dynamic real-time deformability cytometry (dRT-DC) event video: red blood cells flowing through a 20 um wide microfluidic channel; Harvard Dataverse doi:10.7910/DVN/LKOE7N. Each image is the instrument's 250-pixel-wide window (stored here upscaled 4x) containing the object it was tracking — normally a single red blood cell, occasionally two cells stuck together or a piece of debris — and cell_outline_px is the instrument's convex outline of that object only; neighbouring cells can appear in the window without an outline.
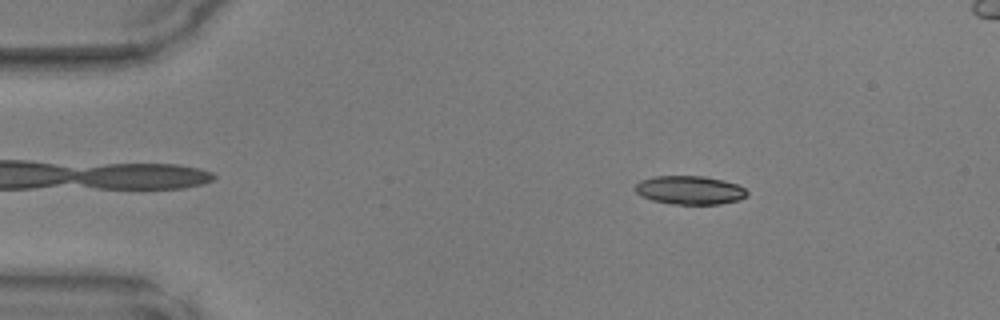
{"species": "common noctule bat (a hibernating species)", "species_latin": "Nyctalus noctula", "temperature_condition": "warm", "stored_images_in_passage": 43, "segment_of_instrument_passage": [1, 2], "camera_frame_rate_fps": 3000, "um_per_image_px": 0.085, "animal": {"sex": "male", "body_mass_g": 17.9, "forearm_length_mm": 54.2}, "frame": {"image": 1, "passage_image": 2, "time_ms": 0.333, "image_size_px": [1000, 320], "cell_outline_px": [[748, 192], [740, 200], [720, 204], [672, 204], [652, 200], [640, 196], [636, 192], [636, 184], [640, 180], [652, 176], [708, 176], [724, 180], [736, 184], [744, 188]], "centroid_in_image_um": [58.62, 16.15], "position_along_channel_um": 26.4, "area_um2": 18.73}}
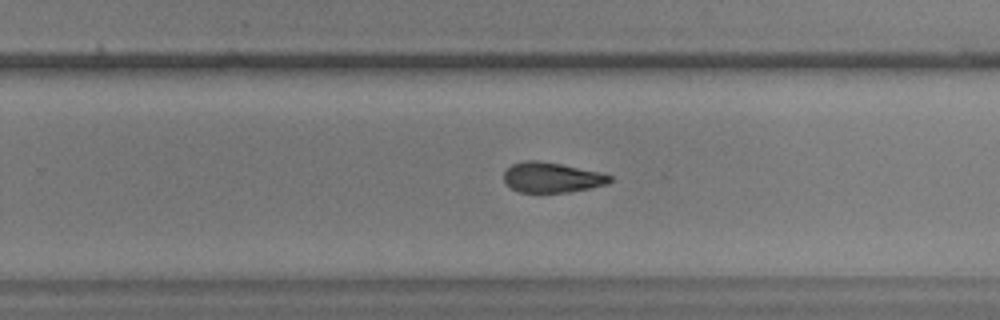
{"frame": {"image": 2, "passage_image": 25, "time_ms": 8.0, "image_size_px": [1000, 320], "cell_outline_px": [[612, 180], [608, 184], [568, 192], [520, 192], [504, 184], [504, 172], [512, 164], [524, 160], [536, 160], [560, 164], [600, 172], [612, 176]], "centroid_in_image_um": [46.88, 15.08], "position_along_channel_um": 282.9, "area_um2": 18.55}}
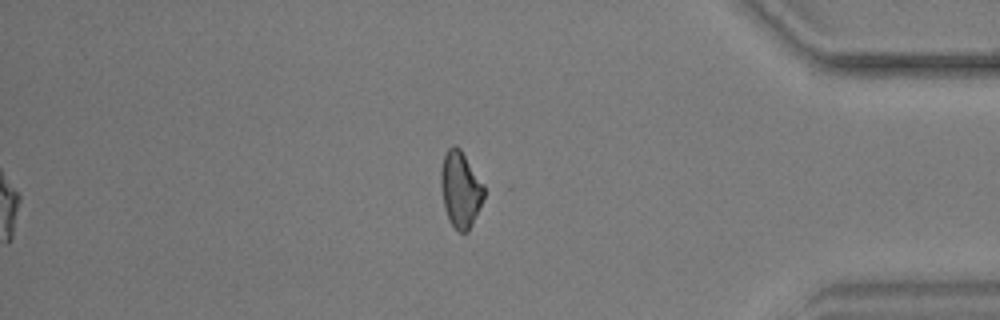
{"frame": {"image": 3, "passage_image": 35, "time_ms": 11.333, "image_size_px": [1000, 320], "cell_outline_px": [[484, 196], [472, 224], [468, 232], [460, 232], [448, 220], [444, 208], [440, 188], [440, 172], [444, 156], [448, 148], [452, 144], [456, 144], [460, 148], [484, 184]], "centroid_in_image_um": [39.12, 16.07], "position_along_channel_um": 396.1, "area_um2": 19.19}}